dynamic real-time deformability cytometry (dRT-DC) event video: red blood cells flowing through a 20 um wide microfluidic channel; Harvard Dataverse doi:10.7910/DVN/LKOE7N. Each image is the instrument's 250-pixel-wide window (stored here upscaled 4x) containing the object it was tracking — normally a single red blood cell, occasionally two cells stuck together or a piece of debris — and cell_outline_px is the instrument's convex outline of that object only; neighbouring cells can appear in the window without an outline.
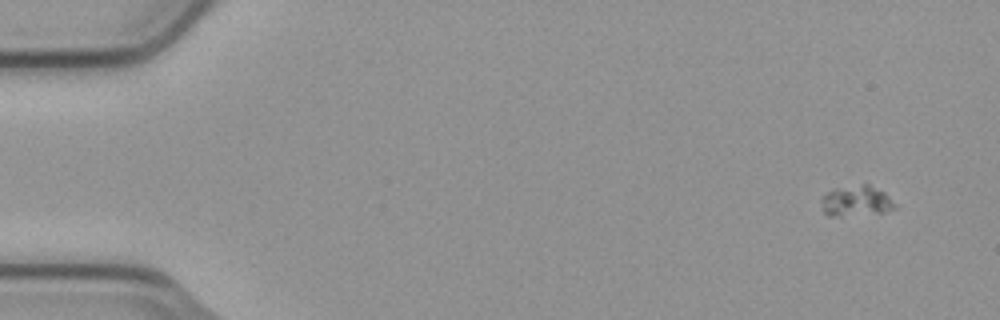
{"species": "common noctule bat (a hibernating species)", "species_latin": "Nyctalus noctula", "temperature_condition": "cold", "stored_images_in_passage": 6, "camera_frame_rate_fps": 3000, "um_per_image_px": 0.085, "animal": {"sex": "male", "body_mass_g": 23.1, "forearm_length_mm": 52.7}, "frame": {"image": 1, "passage_image": 1, "time_ms": 0.0, "image_size_px": [1000, 320], "cell_outline_px": [[896, 208], [884, 212], [840, 216], [828, 216], [824, 212], [824, 196], [832, 188], [864, 184], [868, 184], [884, 192], [888, 196]], "centroid_in_image_um": [72.79, 17.08], "position_along_channel_um": 12.2, "area_um2": 12.72}}
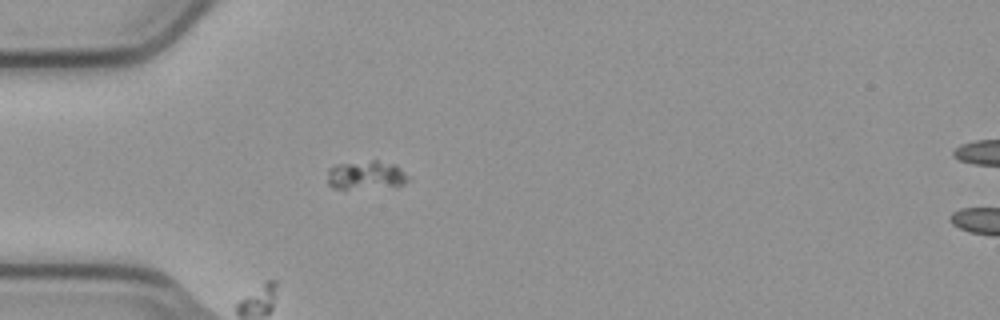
{"frame": {"image": 2, "passage_image": 5, "time_ms": 1.333, "image_size_px": [1000, 320], "cell_outline_px": [[412, 180], [396, 188], [344, 192], [332, 188], [328, 184], [328, 168], [336, 164], [372, 160], [376, 160], [396, 164], [412, 176]], "centroid_in_image_um": [31.18, 14.97], "position_along_channel_um": 53.8, "area_um2": 15.09}}